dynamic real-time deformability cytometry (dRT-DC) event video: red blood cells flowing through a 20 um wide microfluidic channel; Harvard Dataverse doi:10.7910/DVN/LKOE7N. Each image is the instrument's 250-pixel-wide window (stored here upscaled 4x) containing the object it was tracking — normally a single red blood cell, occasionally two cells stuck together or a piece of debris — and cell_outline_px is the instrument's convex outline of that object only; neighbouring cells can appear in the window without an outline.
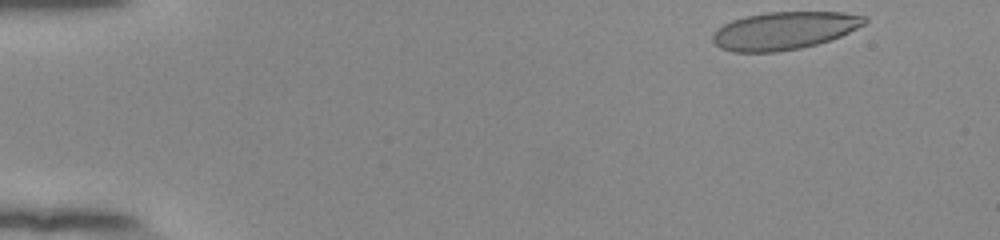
{"species": "human", "species_latin": "Homo sapiens", "temperature_condition": "room temperature", "stored_images_in_passage": 49, "camera_frame_rate_fps": 3000, "um_per_image_px": 0.085, "donor": {"sex": "female"}, "frame": {"image": 1, "passage_image": 1, "time_ms": 0.0, "image_size_px": [1000, 240], "cell_outline_px": [[868, 20], [864, 24], [840, 36], [816, 44], [800, 48], [776, 52], [732, 52], [720, 48], [712, 40], [712, 36], [724, 24], [732, 20], [744, 16], [764, 12], [844, 12], [868, 16]], "centroid_in_image_um": [66.66, 2.6], "position_along_channel_um": 18.3, "area_um2": 33.35}}
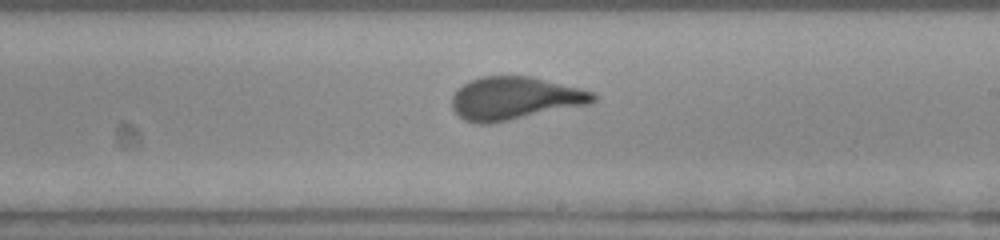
{"frame": {"image": 2, "passage_image": 28, "time_ms": 9.0, "image_size_px": [1000, 240], "cell_outline_px": [[596, 100], [592, 104], [492, 124], [476, 124], [464, 120], [452, 108], [452, 96], [456, 88], [468, 80], [480, 76], [528, 76], [580, 88], [592, 92], [596, 96]], "centroid_in_image_um": [43.73, 8.37], "position_along_channel_um": 245.3, "area_um2": 35.72}}
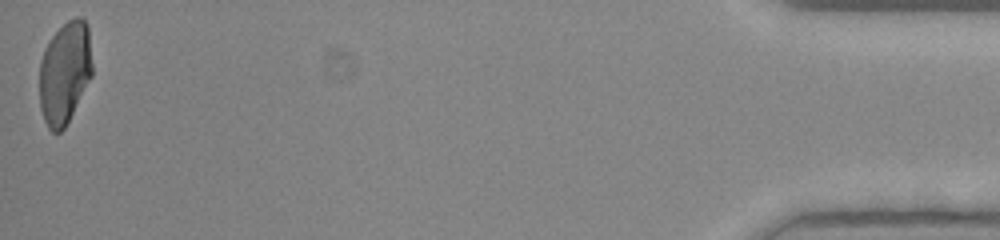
{"frame": {"image": 3, "passage_image": 49, "time_ms": 16.0, "image_size_px": [1000, 240], "cell_outline_px": [[92, 76], [64, 128], [60, 132], [52, 132], [48, 128], [44, 120], [40, 108], [40, 60], [44, 48], [52, 36], [68, 20], [76, 16], [80, 16], [88, 24], [92, 64]], "centroid_in_image_um": [5.5, 6.16], "position_along_channel_um": 429.7, "area_um2": 31.5}, "authors_computed_cell_mechanics": {"area_um2": 34.7956, "velocity_mm_per_s": 3.8798, "shape_relaxation_time_tau1_ms": 5.7161, "shape_relaxation_time_tau2_ms": null, "deformation_change_tau1": 0.1908, "deformation_change_tau2": null}}